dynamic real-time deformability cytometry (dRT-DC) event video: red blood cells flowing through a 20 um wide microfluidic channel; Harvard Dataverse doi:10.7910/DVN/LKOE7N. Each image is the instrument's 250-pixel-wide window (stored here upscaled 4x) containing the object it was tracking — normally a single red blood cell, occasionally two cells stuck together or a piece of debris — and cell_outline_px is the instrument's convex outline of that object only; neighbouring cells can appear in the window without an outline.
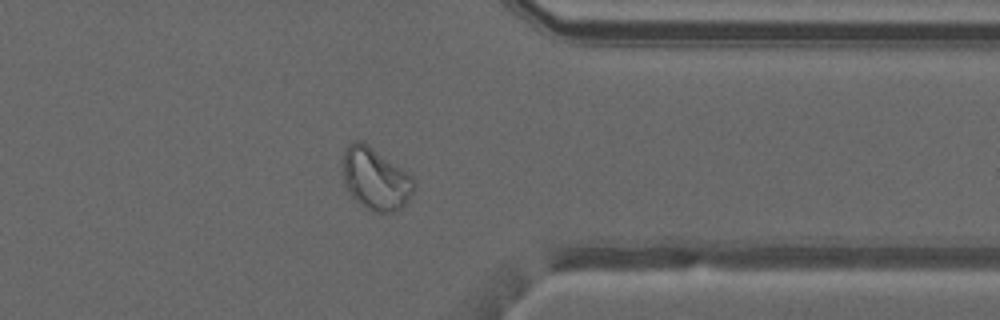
{"species": "common noctule bat (a hibernating species)", "species_latin": "Nyctalus noctula", "temperature_condition": "warm", "stored_images_in_passage": 37, "camera_frame_rate_fps": 3000, "um_per_image_px": 0.085, "animal": {"sex": "male", "forearm_length_mm": 52.5}, "frame": {"image": 1, "passage_image": 37, "time_ms": 12.0, "image_size_px": [1000, 320], "cell_outline_px": [[416, 184], [408, 200], [400, 208], [392, 212], [372, 212], [360, 204], [352, 196], [344, 184], [344, 148], [352, 140], [364, 140], [412, 176], [416, 180]], "centroid_in_image_um": [31.92, 15.17], "position_along_channel_um": 379.5, "area_um2": 25.84}}